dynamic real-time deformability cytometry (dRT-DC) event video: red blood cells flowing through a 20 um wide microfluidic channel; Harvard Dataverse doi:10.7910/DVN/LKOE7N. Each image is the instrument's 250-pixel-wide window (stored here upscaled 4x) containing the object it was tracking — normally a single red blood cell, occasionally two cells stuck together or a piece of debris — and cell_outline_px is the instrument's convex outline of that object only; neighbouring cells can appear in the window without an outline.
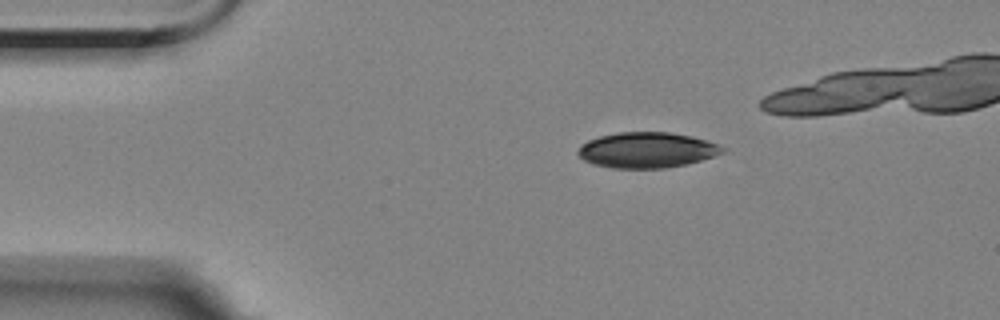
{"species": "Egyptian fruit bat (a non-hibernating species)", "species_latin": "Rousettus aegyptiacus", "temperature_condition": "room temperature", "stored_images_in_passage": 7, "camera_frame_rate_fps": 3000, "um_per_image_px": 0.085, "animal": {"sex": "female"}, "frame": {"image": 1, "passage_image": 2, "time_ms": 1.333, "image_size_px": [1000, 320], "cell_outline_px": [[728, 152], [700, 160], [684, 164], [664, 168], [612, 168], [592, 164], [584, 160], [576, 152], [580, 144], [588, 140], [600, 136], [616, 132], [668, 132], [692, 136], [720, 144], [728, 148]], "centroid_in_image_um": [55.01, 12.75], "position_along_channel_um": 30.0, "area_um2": 30.23}}